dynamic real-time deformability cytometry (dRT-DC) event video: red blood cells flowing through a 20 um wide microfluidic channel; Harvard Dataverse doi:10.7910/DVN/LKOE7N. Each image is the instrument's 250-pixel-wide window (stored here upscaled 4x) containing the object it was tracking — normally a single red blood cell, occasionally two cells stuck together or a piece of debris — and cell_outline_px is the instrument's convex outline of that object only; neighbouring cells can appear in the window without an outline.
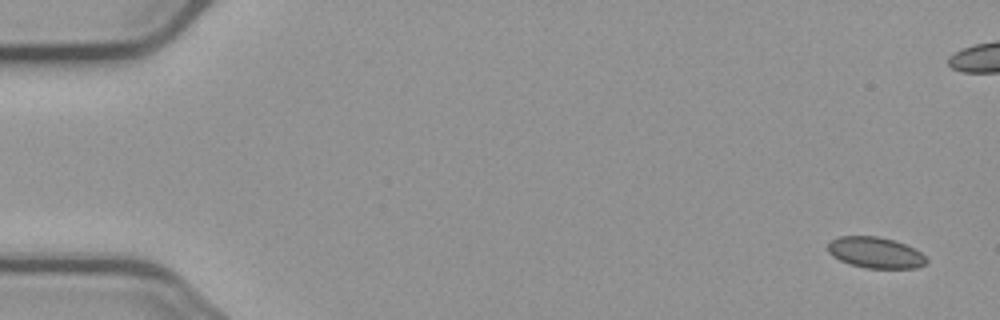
{"species": "common noctule bat (a hibernating species)", "species_latin": "Nyctalus noctula", "temperature_condition": "cold", "stored_images_in_passage": 6, "camera_frame_rate_fps": 3000, "um_per_image_px": 0.085, "animal": {"sex": "male", "body_mass_g": 23.1, "forearm_length_mm": 52.7}, "frame": {"image": 1, "passage_image": 1, "time_ms": 0.0, "image_size_px": [1000, 320], "cell_outline_px": [[928, 260], [924, 264], [916, 268], [868, 268], [852, 264], [840, 260], [832, 256], [828, 252], [828, 244], [832, 240], [840, 236], [876, 236], [892, 240], [904, 244], [920, 252]], "centroid_in_image_um": [74.39, 21.47], "position_along_channel_um": 10.6, "area_um2": 17.51}}